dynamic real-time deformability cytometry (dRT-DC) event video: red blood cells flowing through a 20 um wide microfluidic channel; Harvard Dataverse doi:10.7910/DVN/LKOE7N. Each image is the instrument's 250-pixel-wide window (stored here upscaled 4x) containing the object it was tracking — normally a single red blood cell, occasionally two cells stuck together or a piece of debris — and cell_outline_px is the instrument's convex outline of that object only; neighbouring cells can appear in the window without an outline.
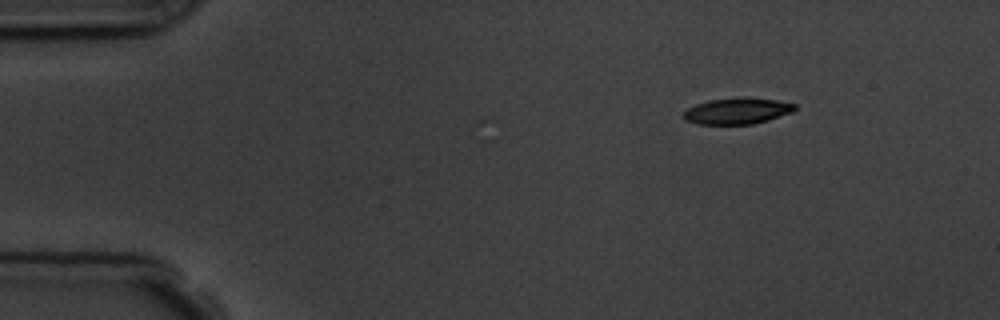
{"species": "common noctule bat (a hibernating species)", "species_latin": "Nyctalus noctula", "temperature_condition": "room temperature", "stored_images_in_passage": 5, "camera_frame_rate_fps": 3000, "um_per_image_px": 0.085, "animal": {"sex": "male", "body_mass_g": 19.5, "forearm_length_mm": 54.6}, "frame": {"image": 1, "passage_image": 1, "time_ms": 0.0, "image_size_px": [1000, 320], "cell_outline_px": [[796, 108], [792, 112], [768, 120], [752, 124], [696, 124], [684, 120], [680, 116], [688, 108], [696, 104], [708, 100], [744, 96], [776, 100], [796, 104]], "centroid_in_image_um": [62.63, 9.42], "position_along_channel_um": 22.4, "area_um2": 17.22}}
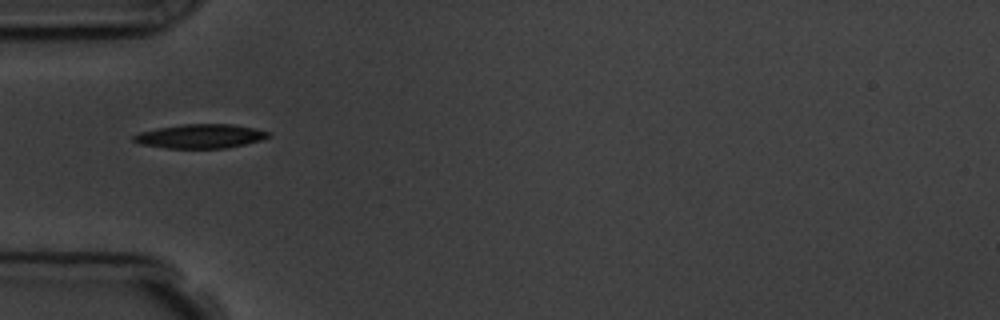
{"frame": {"image": 2, "passage_image": 4, "time_ms": 3.333, "image_size_px": [1000, 320], "cell_outline_px": [[272, 136], [260, 140], [228, 148], [164, 148], [140, 144], [132, 140], [132, 136], [140, 132], [156, 128], [180, 124], [232, 124], [252, 128], [268, 132]], "centroid_in_image_um": [16.98, 11.58], "position_along_channel_um": 68.0, "area_um2": 18.9}}